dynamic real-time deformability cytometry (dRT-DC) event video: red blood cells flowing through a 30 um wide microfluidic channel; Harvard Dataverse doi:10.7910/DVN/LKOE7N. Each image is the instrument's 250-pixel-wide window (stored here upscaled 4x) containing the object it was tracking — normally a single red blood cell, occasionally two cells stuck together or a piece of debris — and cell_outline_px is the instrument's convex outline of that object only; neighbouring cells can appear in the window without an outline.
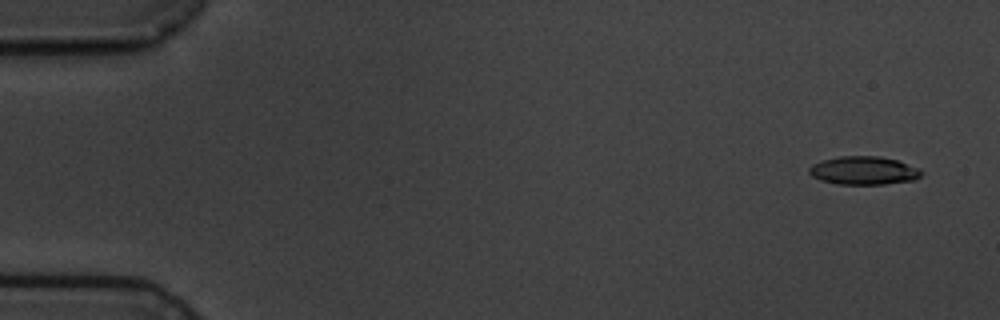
{"species": "common noctule bat (a hibernating species)", "species_latin": "Nyctalus noctula", "temperature_condition": "cold", "stored_images_in_passage": 4, "camera_frame_rate_fps": 3000, "um_per_image_px": 0.085, "animal": {"sex": "male", "body_mass_g": 19.5, "forearm_length_mm": 54.6}, "frame": {"image": 1, "passage_image": 1, "time_ms": 0.0, "image_size_px": [1000, 320], "cell_outline_px": [[924, 172], [916, 180], [884, 184], [836, 184], [820, 180], [812, 176], [808, 172], [808, 168], [812, 164], [824, 160], [840, 156], [880, 156], [896, 160], [920, 168]], "centroid_in_image_um": [73.43, 14.5], "position_along_channel_um": 11.6, "area_um2": 18.61}}